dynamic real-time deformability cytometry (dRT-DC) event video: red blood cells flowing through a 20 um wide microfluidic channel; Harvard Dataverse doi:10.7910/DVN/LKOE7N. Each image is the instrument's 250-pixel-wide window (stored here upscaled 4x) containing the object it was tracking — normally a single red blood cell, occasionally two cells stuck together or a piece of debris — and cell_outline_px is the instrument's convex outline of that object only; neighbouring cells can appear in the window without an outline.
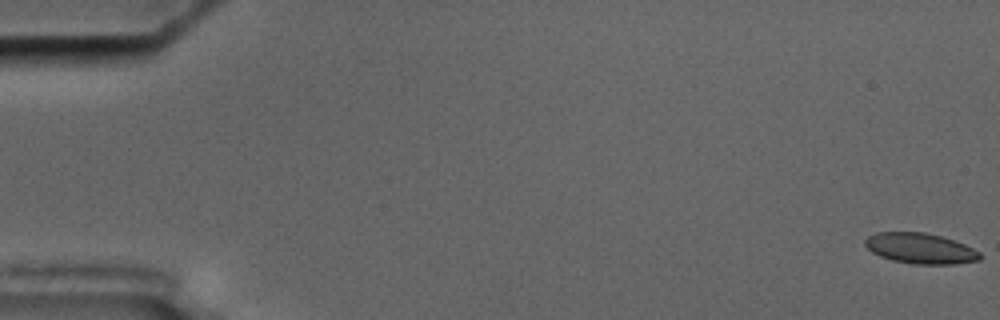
{"species": "common noctule bat (a hibernating species)", "species_latin": "Nyctalus noctula", "temperature_condition": "cold", "stored_images_in_passage": 24, "camera_frame_rate_fps": 3000, "um_per_image_px": 0.085, "animal": {"sex": "male", "body_mass_g": 17.5, "forearm_length_mm": 52.3}, "frame": {"image": 1, "passage_image": 1, "time_ms": 0.0, "image_size_px": [1000, 320], "cell_outline_px": [[984, 256], [980, 260], [956, 264], [912, 264], [892, 260], [880, 256], [872, 252], [864, 244], [864, 240], [868, 236], [876, 232], [924, 232], [940, 236], [964, 244], [980, 252]], "centroid_in_image_um": [78.23, 21.12], "position_along_channel_um": 6.8, "area_um2": 20.52}}
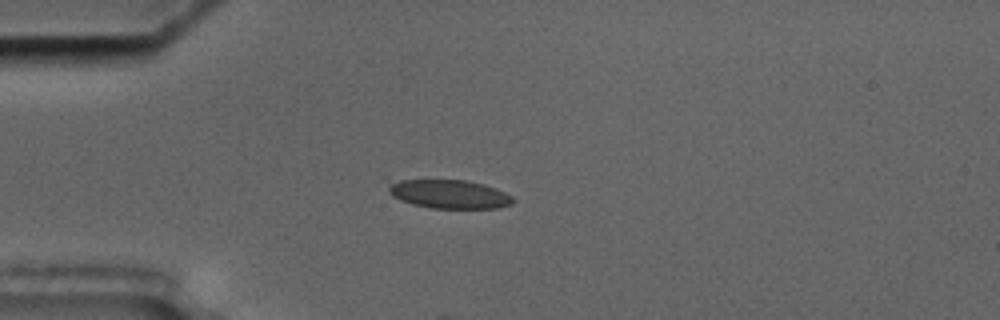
{"frame": {"image": 2, "passage_image": 16, "time_ms": 5.0, "image_size_px": [1000, 320], "cell_outline_px": [[516, 200], [512, 204], [496, 208], [432, 208], [412, 204], [400, 200], [392, 196], [388, 192], [388, 188], [392, 184], [400, 180], [468, 180], [484, 184], [496, 188], [512, 196]], "centroid_in_image_um": [38.23, 16.5], "position_along_channel_um": 46.8, "area_um2": 20.75}}